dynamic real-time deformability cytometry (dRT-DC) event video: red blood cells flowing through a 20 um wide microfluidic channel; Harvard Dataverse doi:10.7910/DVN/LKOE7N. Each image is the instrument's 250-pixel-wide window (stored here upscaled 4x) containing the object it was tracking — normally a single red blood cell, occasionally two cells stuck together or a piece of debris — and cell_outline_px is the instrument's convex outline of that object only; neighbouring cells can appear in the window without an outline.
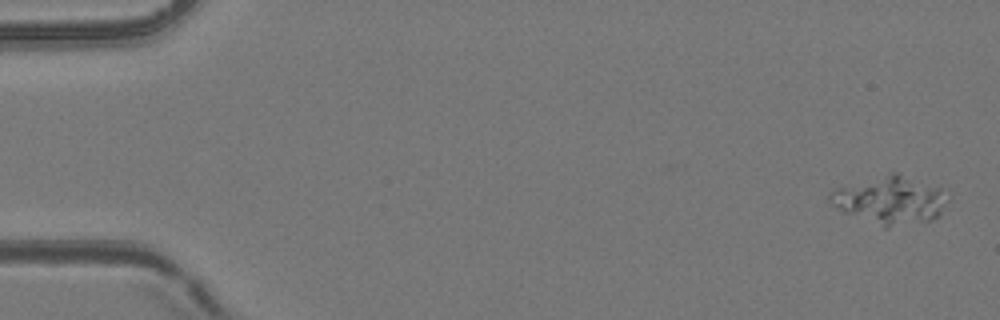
{"species": "common noctule bat (a hibernating species)", "species_latin": "Nyctalus noctula", "temperature_condition": "room temperature", "stored_images_in_passage": 54, "camera_frame_rate_fps": 3000, "um_per_image_px": 0.085, "animal": {"sex": "female", "body_mass_g": 24.6, "forearm_length_mm": 56.2}, "frame": {"image": 1, "passage_image": 2, "time_ms": 0.333, "image_size_px": [1000, 320], "cell_outline_px": [[948, 200], [940, 216], [932, 220], [888, 228], [884, 228], [844, 212], [832, 204], [828, 200], [828, 196], [832, 188], [888, 172], [896, 172], [940, 188]], "centroid_in_image_um": [75.63, 17.01], "position_along_channel_um": 9.4, "area_um2": 33.12}}
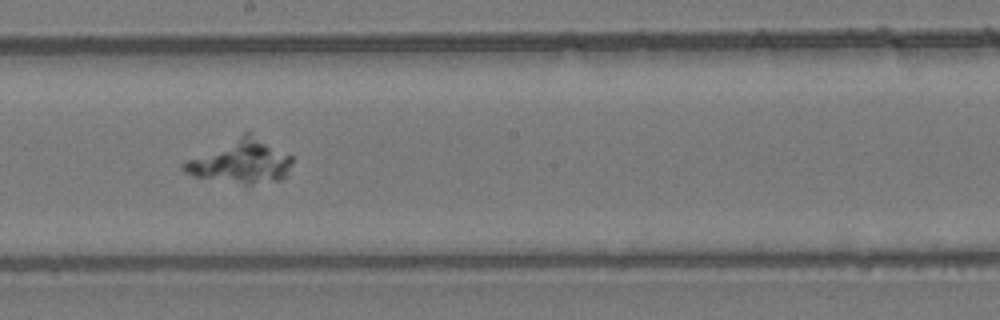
{"frame": {"image": 2, "passage_image": 31, "time_ms": 10.0, "image_size_px": [1000, 320], "cell_outline_px": [[292, 164], [284, 176], [280, 180], [252, 184], [244, 184], [192, 176], [184, 172], [180, 168], [180, 164], [244, 132], [248, 132], [292, 156]], "centroid_in_image_um": [20.45, 13.74], "position_along_channel_um": 227.7, "area_um2": 26.99}}
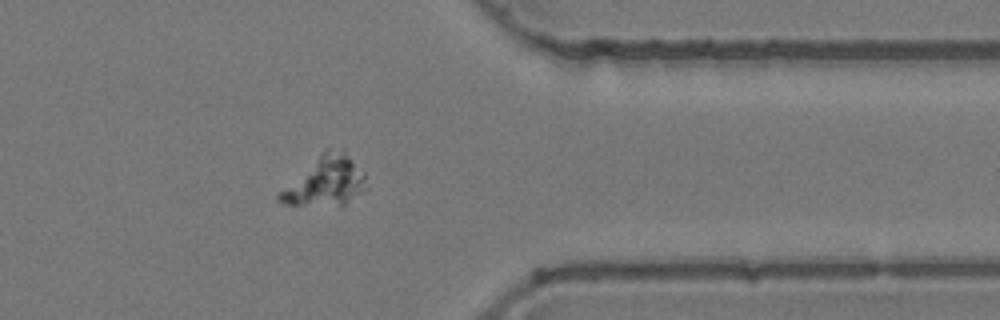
{"frame": {"image": 3, "passage_image": 44, "time_ms": 14.333, "image_size_px": [1000, 320], "cell_outline_px": [[368, 188], [364, 192], [344, 204], [284, 204], [276, 200], [276, 196], [324, 148], [344, 148], [364, 172]], "centroid_in_image_um": [27.73, 15.35], "position_along_channel_um": 383.7, "area_um2": 24.85}}